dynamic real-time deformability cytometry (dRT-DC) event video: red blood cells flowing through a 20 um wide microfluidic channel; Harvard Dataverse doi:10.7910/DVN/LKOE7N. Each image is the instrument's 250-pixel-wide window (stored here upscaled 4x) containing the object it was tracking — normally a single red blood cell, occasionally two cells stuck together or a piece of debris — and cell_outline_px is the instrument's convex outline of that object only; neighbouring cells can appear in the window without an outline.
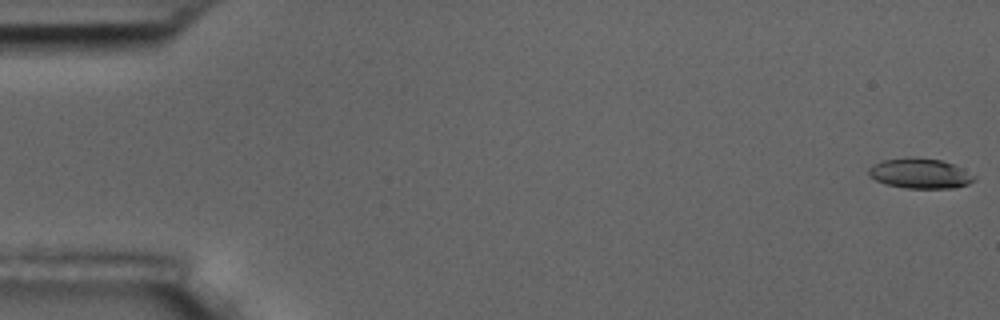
{"species": "common noctule bat (a hibernating species)", "species_latin": "Nyctalus noctula", "temperature_condition": "room temperature", "stored_images_in_passage": 7, "camera_frame_rate_fps": 3000, "um_per_image_px": 0.085, "animal": {"sex": "male", "body_mass_g": 17.5, "forearm_length_mm": 52.3}, "frame": {"image": 1, "passage_image": 1, "time_ms": 0.0, "image_size_px": [1000, 320], "cell_outline_px": [[976, 180], [968, 184], [956, 188], [904, 188], [884, 184], [868, 176], [868, 168], [872, 164], [880, 160], [912, 156], [940, 160], [952, 164], [976, 176]], "centroid_in_image_um": [78.15, 14.74], "position_along_channel_um": 6.9, "area_um2": 18.79}}
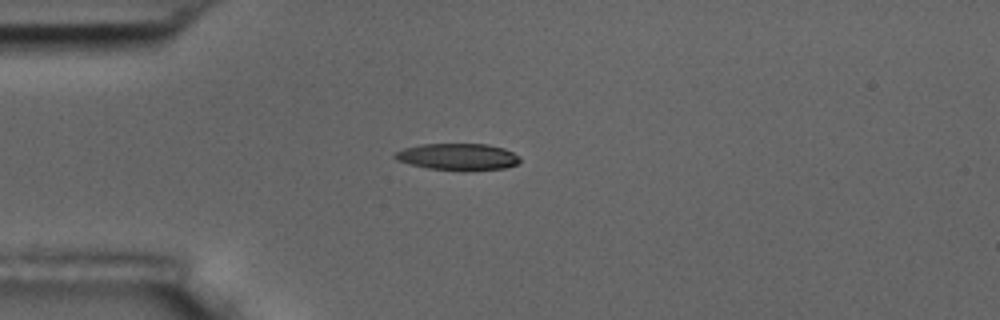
{"frame": {"image": 2, "passage_image": 5, "time_ms": 4.667, "image_size_px": [1000, 320], "cell_outline_px": [[520, 160], [516, 164], [504, 168], [464, 172], [428, 168], [396, 160], [392, 156], [396, 152], [404, 148], [420, 144], [488, 144], [504, 148], [520, 156]], "centroid_in_image_um": [38.93, 13.34], "position_along_channel_um": 46.1, "area_um2": 19.71}}
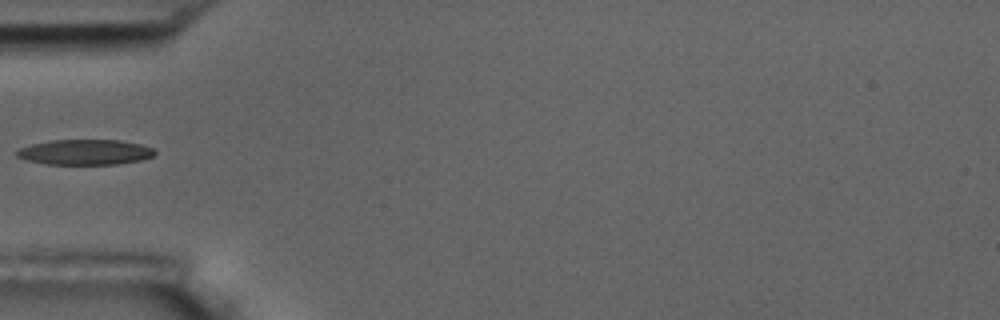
{"frame": {"image": 3, "passage_image": 6, "time_ms": 6.0, "image_size_px": [1000, 320], "cell_outline_px": [[156, 152], [152, 156], [140, 160], [116, 164], [48, 164], [24, 160], [16, 156], [16, 152], [20, 148], [32, 144], [48, 140], [120, 140], [140, 144], [152, 148]], "centroid_in_image_um": [7.19, 12.93], "position_along_channel_um": 77.8, "area_um2": 20.29}}